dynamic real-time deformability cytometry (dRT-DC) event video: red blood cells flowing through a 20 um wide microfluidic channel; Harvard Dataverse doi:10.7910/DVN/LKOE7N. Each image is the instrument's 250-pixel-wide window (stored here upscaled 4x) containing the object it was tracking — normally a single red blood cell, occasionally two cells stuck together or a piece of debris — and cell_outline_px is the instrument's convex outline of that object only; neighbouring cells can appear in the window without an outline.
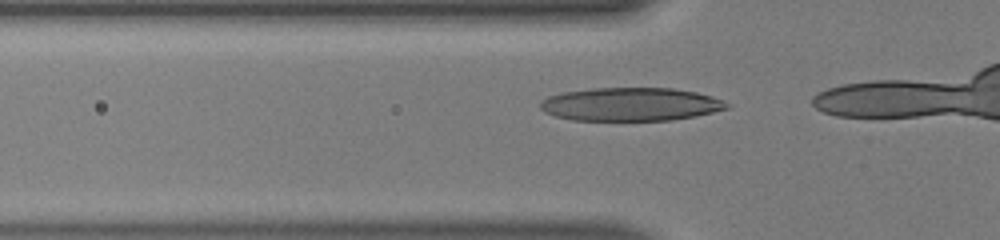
{"species": "human", "species_latin": "Homo sapiens", "temperature_condition": "warm", "stored_images_in_passage": 16, "camera_frame_rate_fps": 3000, "um_per_image_px": 0.085, "donor": {"sex": "male"}, "frame": {"image": 1, "passage_image": 11, "time_ms": 3.333, "image_size_px": [1000, 240], "cell_outline_px": [[732, 104], [728, 108], [696, 116], [672, 120], [572, 120], [556, 116], [544, 112], [540, 108], [540, 100], [548, 96], [560, 92], [592, 88], [672, 88], [696, 92], [712, 96]], "centroid_in_image_um": [53.59, 8.86], "position_along_channel_um": 72.2, "area_um2": 36.41}}
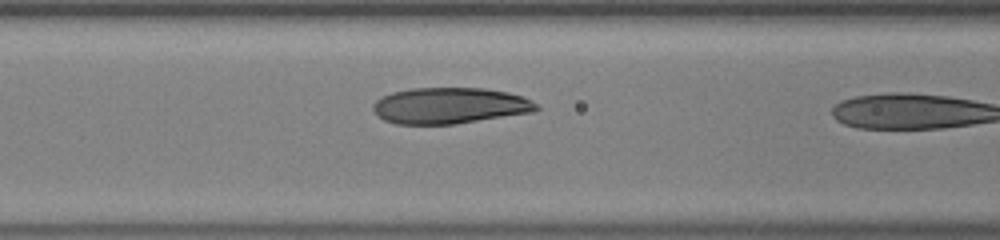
{"frame": {"image": 2, "passage_image": 15, "time_ms": 4.667, "image_size_px": [1000, 240], "cell_outline_px": [[540, 108], [536, 112], [456, 124], [396, 124], [384, 120], [372, 108], [372, 104], [376, 100], [392, 92], [412, 88], [484, 88], [508, 92], [524, 96], [532, 100]], "centroid_in_image_um": [38.28, 8.98], "position_along_channel_um": 128.3, "area_um2": 34.62}}